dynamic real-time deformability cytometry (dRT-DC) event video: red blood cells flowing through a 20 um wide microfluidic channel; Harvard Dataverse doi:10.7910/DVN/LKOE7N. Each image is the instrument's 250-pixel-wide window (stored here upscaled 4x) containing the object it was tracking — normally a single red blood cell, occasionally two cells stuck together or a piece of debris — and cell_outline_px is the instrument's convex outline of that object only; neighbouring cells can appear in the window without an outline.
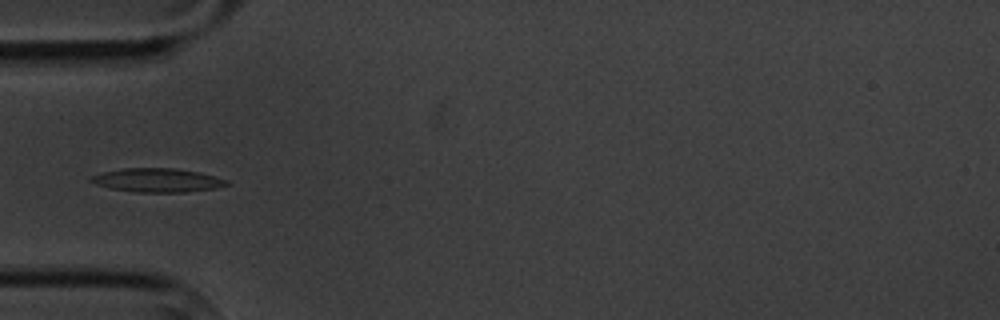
{"species": "common noctule bat (a hibernating species)", "species_latin": "Nyctalus noctula", "temperature_condition": "cold", "stored_images_in_passage": 11, "camera_frame_rate_fps": 3000, "um_per_image_px": 0.085, "animal": {"sex": "male", "body_mass_g": 20.1, "forearm_length_mm": 53.5}, "frame": {"image": 1, "passage_image": 4, "time_ms": 4.333, "image_size_px": [1000, 320], "cell_outline_px": [[228, 184], [216, 188], [184, 192], [136, 192], [112, 188], [96, 184], [88, 180], [88, 176], [100, 172], [124, 168], [176, 168], [200, 172], [228, 180]], "centroid_in_image_um": [13.33, 15.3], "position_along_channel_um": 71.7, "area_um2": 18.84}}
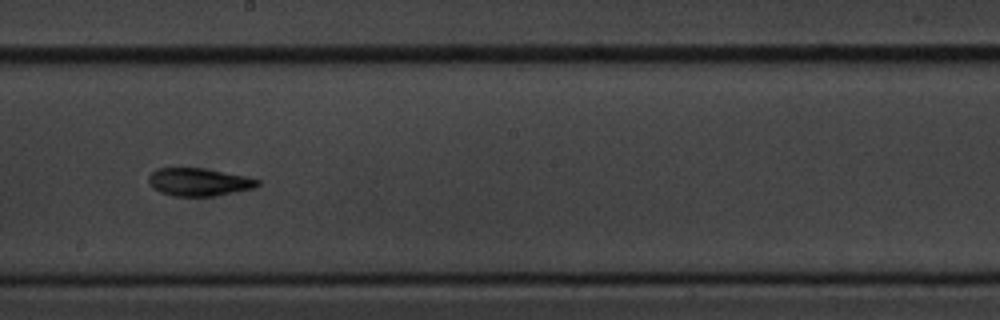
{"frame": {"image": 2, "passage_image": 8, "time_ms": 9.0, "image_size_px": [1000, 320], "cell_outline_px": [[260, 184], [256, 188], [216, 196], [172, 196], [160, 192], [152, 188], [148, 180], [148, 176], [156, 168], [204, 168], [244, 176], [260, 180]], "centroid_in_image_um": [16.9, 15.48], "position_along_channel_um": 231.3, "area_um2": 17.8}}
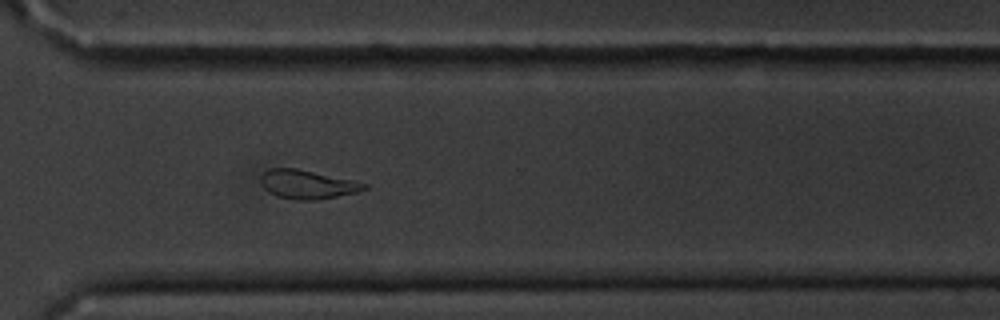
{"frame": {"image": 3, "passage_image": 11, "time_ms": 12.333, "image_size_px": [1000, 320], "cell_outline_px": [[368, 188], [356, 192], [316, 200], [296, 200], [276, 196], [268, 192], [264, 188], [260, 180], [260, 176], [268, 168], [296, 168], [352, 180], [368, 184]], "centroid_in_image_um": [26.08, 15.67], "position_along_channel_um": 344.5, "area_um2": 17.28}}